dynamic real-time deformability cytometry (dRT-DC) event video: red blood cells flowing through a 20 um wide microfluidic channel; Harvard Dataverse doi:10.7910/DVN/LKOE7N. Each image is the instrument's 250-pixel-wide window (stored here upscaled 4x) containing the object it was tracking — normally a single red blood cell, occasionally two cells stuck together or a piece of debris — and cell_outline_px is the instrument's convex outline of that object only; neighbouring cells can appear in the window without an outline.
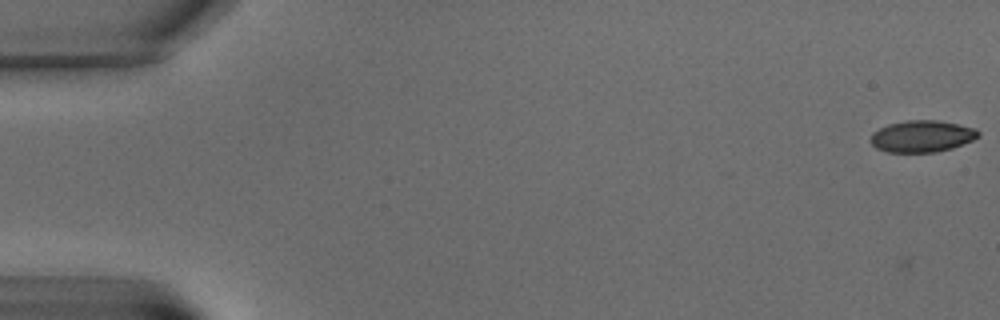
{"species": "common noctule bat (a hibernating species)", "species_latin": "Nyctalus noctula", "temperature_condition": "warm", "stored_images_in_passage": 11, "camera_frame_rate_fps": 3000, "um_per_image_px": 0.085, "animal": {"sex": "male", "body_mass_g": 15.6}, "frame": {"image": 1, "passage_image": 2, "time_ms": 1.333, "image_size_px": [1000, 320], "cell_outline_px": [[980, 136], [972, 140], [952, 148], [936, 152], [888, 152], [876, 148], [872, 144], [872, 132], [888, 124], [904, 120], [936, 120], [976, 128], [980, 132]], "centroid_in_image_um": [78.38, 11.58], "position_along_channel_um": 6.6, "area_um2": 19.83}}
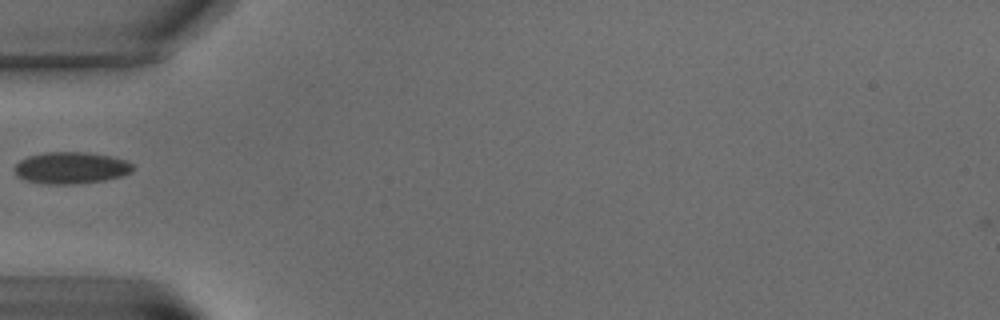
{"frame": {"image": 2, "passage_image": 8, "time_ms": 9.333, "image_size_px": [1000, 320], "cell_outline_px": [[136, 168], [132, 172], [124, 176], [104, 180], [72, 184], [48, 184], [28, 180], [16, 176], [12, 168], [20, 160], [28, 156], [44, 152], [88, 152], [128, 160]], "centroid_in_image_um": [6.06, 14.26], "position_along_channel_um": 78.9, "area_um2": 22.08}}
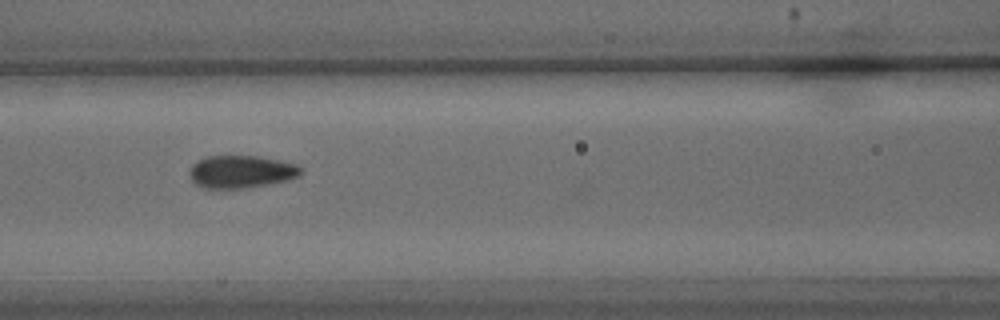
{"frame": {"image": 3, "passage_image": 10, "time_ms": 11.667, "image_size_px": [1000, 320], "cell_outline_px": [[304, 172], [300, 176], [288, 180], [268, 184], [244, 188], [212, 192], [196, 184], [188, 176], [188, 172], [192, 164], [196, 160], [208, 156], [260, 156], [296, 164], [304, 168]], "centroid_in_image_um": [20.46, 14.63], "position_along_channel_um": 146.1, "area_um2": 22.02}}